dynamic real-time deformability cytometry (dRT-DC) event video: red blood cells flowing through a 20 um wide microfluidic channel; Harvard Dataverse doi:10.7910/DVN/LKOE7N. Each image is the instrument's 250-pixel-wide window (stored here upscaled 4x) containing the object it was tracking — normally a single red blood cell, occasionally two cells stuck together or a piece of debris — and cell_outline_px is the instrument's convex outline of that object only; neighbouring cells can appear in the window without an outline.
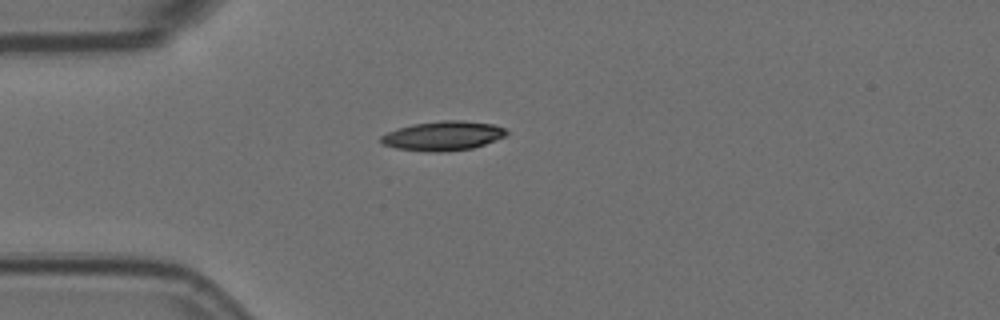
{"species": "Egyptian fruit bat (a non-hibernating species)", "species_latin": "Rousettus aegyptiacus", "temperature_condition": "room temperature", "stored_images_in_passage": 12, "camera_frame_rate_fps": 3000, "um_per_image_px": 0.085, "animal": {"sex": "female"}, "frame": {"image": 1, "passage_image": 1, "time_ms": 0.0, "image_size_px": [1000, 320], "cell_outline_px": [[508, 132], [504, 136], [484, 144], [472, 148], [440, 152], [428, 152], [396, 148], [384, 144], [380, 140], [380, 136], [388, 132], [412, 124], [440, 120], [464, 120], [492, 124], [504, 128]], "centroid_in_image_um": [37.65, 11.54], "position_along_channel_um": 47.4, "area_um2": 21.27}}
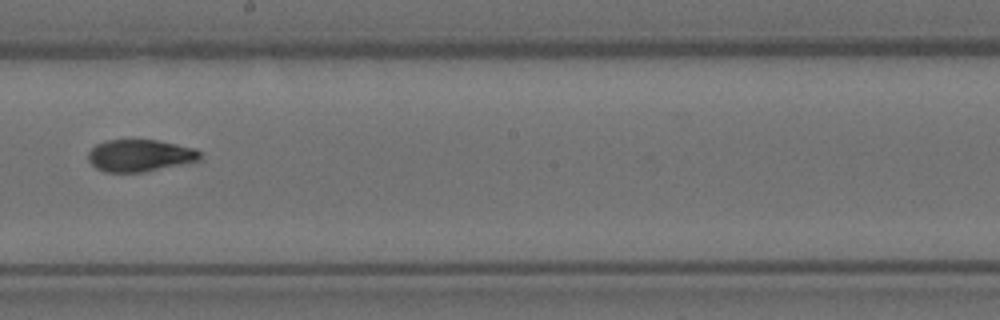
{"frame": {"image": 2, "passage_image": 6, "time_ms": 1.667, "image_size_px": [1000, 320], "cell_outline_px": [[200, 160], [144, 172], [104, 172], [96, 168], [88, 160], [88, 152], [96, 144], [108, 140], [156, 140], [196, 148], [200, 152]], "centroid_in_image_um": [11.87, 13.22], "position_along_channel_um": 236.3, "area_um2": 20.81}}
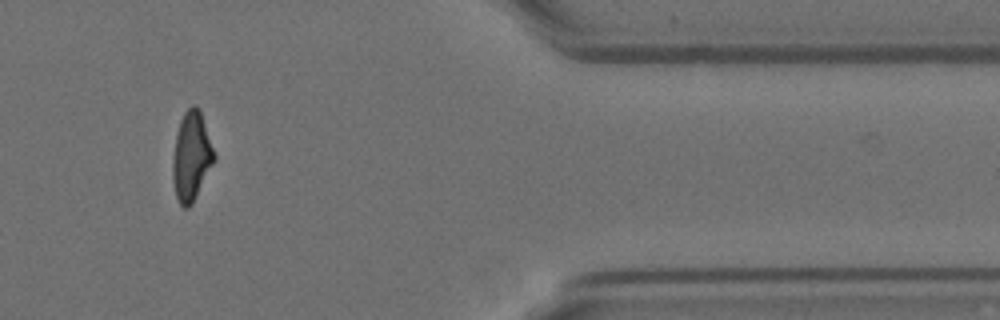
{"frame": {"image": 3, "passage_image": 10, "time_ms": 3.0, "image_size_px": [1000, 320], "cell_outline_px": [[216, 160], [192, 204], [188, 208], [184, 208], [180, 204], [176, 196], [172, 180], [172, 160], [176, 132], [180, 120], [184, 112], [192, 104], [196, 104], [200, 108], [216, 156]], "centroid_in_image_um": [16.27, 13.27], "position_along_channel_um": 395.1, "area_um2": 21.91}}